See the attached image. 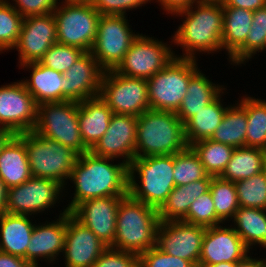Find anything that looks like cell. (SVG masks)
<instances>
[{
  "instance_id": "obj_51",
  "label": "cell",
  "mask_w": 266,
  "mask_h": 267,
  "mask_svg": "<svg viewBox=\"0 0 266 267\" xmlns=\"http://www.w3.org/2000/svg\"><path fill=\"white\" fill-rule=\"evenodd\" d=\"M7 189L8 188L0 178V216L4 213H7L6 211Z\"/></svg>"
},
{
  "instance_id": "obj_1",
  "label": "cell",
  "mask_w": 266,
  "mask_h": 267,
  "mask_svg": "<svg viewBox=\"0 0 266 267\" xmlns=\"http://www.w3.org/2000/svg\"><path fill=\"white\" fill-rule=\"evenodd\" d=\"M110 160L113 158L96 156L91 151L78 156L69 178L76 189L67 212L85 200L128 195L129 165L124 161L114 165Z\"/></svg>"
},
{
  "instance_id": "obj_52",
  "label": "cell",
  "mask_w": 266,
  "mask_h": 267,
  "mask_svg": "<svg viewBox=\"0 0 266 267\" xmlns=\"http://www.w3.org/2000/svg\"><path fill=\"white\" fill-rule=\"evenodd\" d=\"M15 134L7 129H0V153L2 152L5 145Z\"/></svg>"
},
{
  "instance_id": "obj_45",
  "label": "cell",
  "mask_w": 266,
  "mask_h": 267,
  "mask_svg": "<svg viewBox=\"0 0 266 267\" xmlns=\"http://www.w3.org/2000/svg\"><path fill=\"white\" fill-rule=\"evenodd\" d=\"M13 8L23 17L46 15L58 6V0H13ZM17 5V6H16ZM18 7V8H17Z\"/></svg>"
},
{
  "instance_id": "obj_21",
  "label": "cell",
  "mask_w": 266,
  "mask_h": 267,
  "mask_svg": "<svg viewBox=\"0 0 266 267\" xmlns=\"http://www.w3.org/2000/svg\"><path fill=\"white\" fill-rule=\"evenodd\" d=\"M104 72L91 52H85L63 73L64 101L80 102L99 96Z\"/></svg>"
},
{
  "instance_id": "obj_25",
  "label": "cell",
  "mask_w": 266,
  "mask_h": 267,
  "mask_svg": "<svg viewBox=\"0 0 266 267\" xmlns=\"http://www.w3.org/2000/svg\"><path fill=\"white\" fill-rule=\"evenodd\" d=\"M31 177L23 133L14 135L0 153V178L7 188H11Z\"/></svg>"
},
{
  "instance_id": "obj_49",
  "label": "cell",
  "mask_w": 266,
  "mask_h": 267,
  "mask_svg": "<svg viewBox=\"0 0 266 267\" xmlns=\"http://www.w3.org/2000/svg\"><path fill=\"white\" fill-rule=\"evenodd\" d=\"M199 0H158L161 6L167 13L171 15L179 10L189 7L191 4L196 3Z\"/></svg>"
},
{
  "instance_id": "obj_47",
  "label": "cell",
  "mask_w": 266,
  "mask_h": 267,
  "mask_svg": "<svg viewBox=\"0 0 266 267\" xmlns=\"http://www.w3.org/2000/svg\"><path fill=\"white\" fill-rule=\"evenodd\" d=\"M223 7H239L250 11H256L266 6V0H223Z\"/></svg>"
},
{
  "instance_id": "obj_14",
  "label": "cell",
  "mask_w": 266,
  "mask_h": 267,
  "mask_svg": "<svg viewBox=\"0 0 266 267\" xmlns=\"http://www.w3.org/2000/svg\"><path fill=\"white\" fill-rule=\"evenodd\" d=\"M206 227L182 220L159 223L155 246L169 255L191 261L199 266Z\"/></svg>"
},
{
  "instance_id": "obj_43",
  "label": "cell",
  "mask_w": 266,
  "mask_h": 267,
  "mask_svg": "<svg viewBox=\"0 0 266 267\" xmlns=\"http://www.w3.org/2000/svg\"><path fill=\"white\" fill-rule=\"evenodd\" d=\"M138 267H196L191 261L172 256L156 246L138 256Z\"/></svg>"
},
{
  "instance_id": "obj_30",
  "label": "cell",
  "mask_w": 266,
  "mask_h": 267,
  "mask_svg": "<svg viewBox=\"0 0 266 267\" xmlns=\"http://www.w3.org/2000/svg\"><path fill=\"white\" fill-rule=\"evenodd\" d=\"M253 20V11L239 7H223L222 48L229 58L245 43Z\"/></svg>"
},
{
  "instance_id": "obj_6",
  "label": "cell",
  "mask_w": 266,
  "mask_h": 267,
  "mask_svg": "<svg viewBox=\"0 0 266 267\" xmlns=\"http://www.w3.org/2000/svg\"><path fill=\"white\" fill-rule=\"evenodd\" d=\"M23 142L32 177L52 179L64 187L79 154L72 148L42 137L34 131L23 133Z\"/></svg>"
},
{
  "instance_id": "obj_13",
  "label": "cell",
  "mask_w": 266,
  "mask_h": 267,
  "mask_svg": "<svg viewBox=\"0 0 266 267\" xmlns=\"http://www.w3.org/2000/svg\"><path fill=\"white\" fill-rule=\"evenodd\" d=\"M38 104L22 80L0 87V129L15 135L33 131L37 122Z\"/></svg>"
},
{
  "instance_id": "obj_16",
  "label": "cell",
  "mask_w": 266,
  "mask_h": 267,
  "mask_svg": "<svg viewBox=\"0 0 266 267\" xmlns=\"http://www.w3.org/2000/svg\"><path fill=\"white\" fill-rule=\"evenodd\" d=\"M56 43V20L52 12L25 17L14 48L19 52L20 65H22L39 62L45 52Z\"/></svg>"
},
{
  "instance_id": "obj_3",
  "label": "cell",
  "mask_w": 266,
  "mask_h": 267,
  "mask_svg": "<svg viewBox=\"0 0 266 267\" xmlns=\"http://www.w3.org/2000/svg\"><path fill=\"white\" fill-rule=\"evenodd\" d=\"M160 223L158 209L124 196L117 210L116 236L111 248L139 256L156 244V231Z\"/></svg>"
},
{
  "instance_id": "obj_10",
  "label": "cell",
  "mask_w": 266,
  "mask_h": 267,
  "mask_svg": "<svg viewBox=\"0 0 266 267\" xmlns=\"http://www.w3.org/2000/svg\"><path fill=\"white\" fill-rule=\"evenodd\" d=\"M99 97L115 114L140 116L150 110L147 80L104 72Z\"/></svg>"
},
{
  "instance_id": "obj_5",
  "label": "cell",
  "mask_w": 266,
  "mask_h": 267,
  "mask_svg": "<svg viewBox=\"0 0 266 267\" xmlns=\"http://www.w3.org/2000/svg\"><path fill=\"white\" fill-rule=\"evenodd\" d=\"M173 168L174 155L135 157L129 165L128 194L159 209L175 187ZM135 172L139 175L140 186Z\"/></svg>"
},
{
  "instance_id": "obj_31",
  "label": "cell",
  "mask_w": 266,
  "mask_h": 267,
  "mask_svg": "<svg viewBox=\"0 0 266 267\" xmlns=\"http://www.w3.org/2000/svg\"><path fill=\"white\" fill-rule=\"evenodd\" d=\"M266 151L255 147L234 149L230 161L220 177L233 183L262 172Z\"/></svg>"
},
{
  "instance_id": "obj_39",
  "label": "cell",
  "mask_w": 266,
  "mask_h": 267,
  "mask_svg": "<svg viewBox=\"0 0 266 267\" xmlns=\"http://www.w3.org/2000/svg\"><path fill=\"white\" fill-rule=\"evenodd\" d=\"M239 206L266 210V178L263 172L235 182Z\"/></svg>"
},
{
  "instance_id": "obj_35",
  "label": "cell",
  "mask_w": 266,
  "mask_h": 267,
  "mask_svg": "<svg viewBox=\"0 0 266 267\" xmlns=\"http://www.w3.org/2000/svg\"><path fill=\"white\" fill-rule=\"evenodd\" d=\"M198 154L205 171L211 176H220L230 161L234 147L204 139L191 145Z\"/></svg>"
},
{
  "instance_id": "obj_19",
  "label": "cell",
  "mask_w": 266,
  "mask_h": 267,
  "mask_svg": "<svg viewBox=\"0 0 266 267\" xmlns=\"http://www.w3.org/2000/svg\"><path fill=\"white\" fill-rule=\"evenodd\" d=\"M107 246L78 221L70 212H67V229L64 251L66 267H93L99 256Z\"/></svg>"
},
{
  "instance_id": "obj_26",
  "label": "cell",
  "mask_w": 266,
  "mask_h": 267,
  "mask_svg": "<svg viewBox=\"0 0 266 267\" xmlns=\"http://www.w3.org/2000/svg\"><path fill=\"white\" fill-rule=\"evenodd\" d=\"M34 224L27 215L4 213L0 216V251L26 260Z\"/></svg>"
},
{
  "instance_id": "obj_15",
  "label": "cell",
  "mask_w": 266,
  "mask_h": 267,
  "mask_svg": "<svg viewBox=\"0 0 266 267\" xmlns=\"http://www.w3.org/2000/svg\"><path fill=\"white\" fill-rule=\"evenodd\" d=\"M64 188L52 179L31 177L26 182L7 189V213L32 215L51 208ZM58 197V198H57Z\"/></svg>"
},
{
  "instance_id": "obj_27",
  "label": "cell",
  "mask_w": 266,
  "mask_h": 267,
  "mask_svg": "<svg viewBox=\"0 0 266 267\" xmlns=\"http://www.w3.org/2000/svg\"><path fill=\"white\" fill-rule=\"evenodd\" d=\"M214 176L193 181L187 185L175 186L166 201L158 209L161 222L182 220L188 213L192 202L210 189Z\"/></svg>"
},
{
  "instance_id": "obj_22",
  "label": "cell",
  "mask_w": 266,
  "mask_h": 267,
  "mask_svg": "<svg viewBox=\"0 0 266 267\" xmlns=\"http://www.w3.org/2000/svg\"><path fill=\"white\" fill-rule=\"evenodd\" d=\"M67 229V211L59 215L55 222L35 225L32 231L30 243L26 250V261L38 266L37 259H47L51 263L64 251L65 235Z\"/></svg>"
},
{
  "instance_id": "obj_24",
  "label": "cell",
  "mask_w": 266,
  "mask_h": 267,
  "mask_svg": "<svg viewBox=\"0 0 266 267\" xmlns=\"http://www.w3.org/2000/svg\"><path fill=\"white\" fill-rule=\"evenodd\" d=\"M21 66L32 68L30 80L26 79L22 82L38 105L40 103L64 101L63 73L48 68L39 62L22 64Z\"/></svg>"
},
{
  "instance_id": "obj_44",
  "label": "cell",
  "mask_w": 266,
  "mask_h": 267,
  "mask_svg": "<svg viewBox=\"0 0 266 267\" xmlns=\"http://www.w3.org/2000/svg\"><path fill=\"white\" fill-rule=\"evenodd\" d=\"M93 267H138V256L131 252L107 247Z\"/></svg>"
},
{
  "instance_id": "obj_33",
  "label": "cell",
  "mask_w": 266,
  "mask_h": 267,
  "mask_svg": "<svg viewBox=\"0 0 266 267\" xmlns=\"http://www.w3.org/2000/svg\"><path fill=\"white\" fill-rule=\"evenodd\" d=\"M227 107L220 125L213 133L211 140L234 148L246 146L247 113L239 103Z\"/></svg>"
},
{
  "instance_id": "obj_29",
  "label": "cell",
  "mask_w": 266,
  "mask_h": 267,
  "mask_svg": "<svg viewBox=\"0 0 266 267\" xmlns=\"http://www.w3.org/2000/svg\"><path fill=\"white\" fill-rule=\"evenodd\" d=\"M219 94L205 109L200 110L185 124V138L188 146L197 141L210 139L222 122L227 107H223Z\"/></svg>"
},
{
  "instance_id": "obj_41",
  "label": "cell",
  "mask_w": 266,
  "mask_h": 267,
  "mask_svg": "<svg viewBox=\"0 0 266 267\" xmlns=\"http://www.w3.org/2000/svg\"><path fill=\"white\" fill-rule=\"evenodd\" d=\"M182 221L206 228L223 223L216 214L210 190L200 195L192 202L187 215L182 219Z\"/></svg>"
},
{
  "instance_id": "obj_42",
  "label": "cell",
  "mask_w": 266,
  "mask_h": 267,
  "mask_svg": "<svg viewBox=\"0 0 266 267\" xmlns=\"http://www.w3.org/2000/svg\"><path fill=\"white\" fill-rule=\"evenodd\" d=\"M85 53L82 49L56 43L39 60V63L55 71L64 73Z\"/></svg>"
},
{
  "instance_id": "obj_56",
  "label": "cell",
  "mask_w": 266,
  "mask_h": 267,
  "mask_svg": "<svg viewBox=\"0 0 266 267\" xmlns=\"http://www.w3.org/2000/svg\"><path fill=\"white\" fill-rule=\"evenodd\" d=\"M199 1L223 2V0H199Z\"/></svg>"
},
{
  "instance_id": "obj_11",
  "label": "cell",
  "mask_w": 266,
  "mask_h": 267,
  "mask_svg": "<svg viewBox=\"0 0 266 267\" xmlns=\"http://www.w3.org/2000/svg\"><path fill=\"white\" fill-rule=\"evenodd\" d=\"M125 16L101 15L92 56L106 72L115 70L139 34L133 33Z\"/></svg>"
},
{
  "instance_id": "obj_53",
  "label": "cell",
  "mask_w": 266,
  "mask_h": 267,
  "mask_svg": "<svg viewBox=\"0 0 266 267\" xmlns=\"http://www.w3.org/2000/svg\"><path fill=\"white\" fill-rule=\"evenodd\" d=\"M236 263L221 262L213 265H199L198 267H235Z\"/></svg>"
},
{
  "instance_id": "obj_8",
  "label": "cell",
  "mask_w": 266,
  "mask_h": 267,
  "mask_svg": "<svg viewBox=\"0 0 266 267\" xmlns=\"http://www.w3.org/2000/svg\"><path fill=\"white\" fill-rule=\"evenodd\" d=\"M78 105L79 102L71 100L40 103L33 131L72 148L79 155L90 151L84 145L80 134Z\"/></svg>"
},
{
  "instance_id": "obj_54",
  "label": "cell",
  "mask_w": 266,
  "mask_h": 267,
  "mask_svg": "<svg viewBox=\"0 0 266 267\" xmlns=\"http://www.w3.org/2000/svg\"><path fill=\"white\" fill-rule=\"evenodd\" d=\"M67 1H72V2H77V3H85V4H95L97 0H67Z\"/></svg>"
},
{
  "instance_id": "obj_28",
  "label": "cell",
  "mask_w": 266,
  "mask_h": 267,
  "mask_svg": "<svg viewBox=\"0 0 266 267\" xmlns=\"http://www.w3.org/2000/svg\"><path fill=\"white\" fill-rule=\"evenodd\" d=\"M224 89L218 84L215 85L205 74L198 70L191 77L187 87V93L175 113L185 124L197 112L205 109Z\"/></svg>"
},
{
  "instance_id": "obj_55",
  "label": "cell",
  "mask_w": 266,
  "mask_h": 267,
  "mask_svg": "<svg viewBox=\"0 0 266 267\" xmlns=\"http://www.w3.org/2000/svg\"><path fill=\"white\" fill-rule=\"evenodd\" d=\"M262 172L264 173V175H265V178H266V156H265V158H264Z\"/></svg>"
},
{
  "instance_id": "obj_7",
  "label": "cell",
  "mask_w": 266,
  "mask_h": 267,
  "mask_svg": "<svg viewBox=\"0 0 266 267\" xmlns=\"http://www.w3.org/2000/svg\"><path fill=\"white\" fill-rule=\"evenodd\" d=\"M197 71L196 60L176 55L161 71L147 79L150 110L176 112Z\"/></svg>"
},
{
  "instance_id": "obj_37",
  "label": "cell",
  "mask_w": 266,
  "mask_h": 267,
  "mask_svg": "<svg viewBox=\"0 0 266 267\" xmlns=\"http://www.w3.org/2000/svg\"><path fill=\"white\" fill-rule=\"evenodd\" d=\"M208 175L198 154L191 146L174 154L173 178L175 186L187 185L193 181L205 179Z\"/></svg>"
},
{
  "instance_id": "obj_32",
  "label": "cell",
  "mask_w": 266,
  "mask_h": 267,
  "mask_svg": "<svg viewBox=\"0 0 266 267\" xmlns=\"http://www.w3.org/2000/svg\"><path fill=\"white\" fill-rule=\"evenodd\" d=\"M266 210L240 206L235 212L232 228L246 247L259 244L266 248Z\"/></svg>"
},
{
  "instance_id": "obj_48",
  "label": "cell",
  "mask_w": 266,
  "mask_h": 267,
  "mask_svg": "<svg viewBox=\"0 0 266 267\" xmlns=\"http://www.w3.org/2000/svg\"><path fill=\"white\" fill-rule=\"evenodd\" d=\"M0 267H36L23 258L0 251Z\"/></svg>"
},
{
  "instance_id": "obj_9",
  "label": "cell",
  "mask_w": 266,
  "mask_h": 267,
  "mask_svg": "<svg viewBox=\"0 0 266 267\" xmlns=\"http://www.w3.org/2000/svg\"><path fill=\"white\" fill-rule=\"evenodd\" d=\"M56 20L57 42L90 52L101 14L93 4L65 0L53 11Z\"/></svg>"
},
{
  "instance_id": "obj_17",
  "label": "cell",
  "mask_w": 266,
  "mask_h": 267,
  "mask_svg": "<svg viewBox=\"0 0 266 267\" xmlns=\"http://www.w3.org/2000/svg\"><path fill=\"white\" fill-rule=\"evenodd\" d=\"M138 117L113 114L107 131L90 150L94 155L108 158L123 157L130 165L135 158Z\"/></svg>"
},
{
  "instance_id": "obj_12",
  "label": "cell",
  "mask_w": 266,
  "mask_h": 267,
  "mask_svg": "<svg viewBox=\"0 0 266 267\" xmlns=\"http://www.w3.org/2000/svg\"><path fill=\"white\" fill-rule=\"evenodd\" d=\"M165 44L139 34L114 71L132 78L149 79L176 57Z\"/></svg>"
},
{
  "instance_id": "obj_2",
  "label": "cell",
  "mask_w": 266,
  "mask_h": 267,
  "mask_svg": "<svg viewBox=\"0 0 266 267\" xmlns=\"http://www.w3.org/2000/svg\"><path fill=\"white\" fill-rule=\"evenodd\" d=\"M193 5L173 13V15H182V17L184 15L186 18L175 32L171 42L184 48L186 54L184 53L183 57L180 56L181 58L195 60L196 51L209 54L222 49L223 4L222 2L197 1L195 3L197 10Z\"/></svg>"
},
{
  "instance_id": "obj_4",
  "label": "cell",
  "mask_w": 266,
  "mask_h": 267,
  "mask_svg": "<svg viewBox=\"0 0 266 267\" xmlns=\"http://www.w3.org/2000/svg\"><path fill=\"white\" fill-rule=\"evenodd\" d=\"M187 147L184 123L175 112L147 110L138 116L135 157L174 155Z\"/></svg>"
},
{
  "instance_id": "obj_50",
  "label": "cell",
  "mask_w": 266,
  "mask_h": 267,
  "mask_svg": "<svg viewBox=\"0 0 266 267\" xmlns=\"http://www.w3.org/2000/svg\"><path fill=\"white\" fill-rule=\"evenodd\" d=\"M235 267H266V259H253L247 255L243 260L237 262Z\"/></svg>"
},
{
  "instance_id": "obj_46",
  "label": "cell",
  "mask_w": 266,
  "mask_h": 267,
  "mask_svg": "<svg viewBox=\"0 0 266 267\" xmlns=\"http://www.w3.org/2000/svg\"><path fill=\"white\" fill-rule=\"evenodd\" d=\"M151 0H97L94 7L101 15L125 16L126 10L142 6Z\"/></svg>"
},
{
  "instance_id": "obj_20",
  "label": "cell",
  "mask_w": 266,
  "mask_h": 267,
  "mask_svg": "<svg viewBox=\"0 0 266 267\" xmlns=\"http://www.w3.org/2000/svg\"><path fill=\"white\" fill-rule=\"evenodd\" d=\"M248 252L249 249L232 227H208L202 242L199 265L237 263L243 260Z\"/></svg>"
},
{
  "instance_id": "obj_40",
  "label": "cell",
  "mask_w": 266,
  "mask_h": 267,
  "mask_svg": "<svg viewBox=\"0 0 266 267\" xmlns=\"http://www.w3.org/2000/svg\"><path fill=\"white\" fill-rule=\"evenodd\" d=\"M23 17L7 0H0V52L14 49L21 32Z\"/></svg>"
},
{
  "instance_id": "obj_36",
  "label": "cell",
  "mask_w": 266,
  "mask_h": 267,
  "mask_svg": "<svg viewBox=\"0 0 266 267\" xmlns=\"http://www.w3.org/2000/svg\"><path fill=\"white\" fill-rule=\"evenodd\" d=\"M266 48V6L253 12V20L245 43L230 57L231 62L243 64L258 51Z\"/></svg>"
},
{
  "instance_id": "obj_18",
  "label": "cell",
  "mask_w": 266,
  "mask_h": 267,
  "mask_svg": "<svg viewBox=\"0 0 266 267\" xmlns=\"http://www.w3.org/2000/svg\"><path fill=\"white\" fill-rule=\"evenodd\" d=\"M124 196H107L85 200L70 213L107 246L113 245L116 236V216Z\"/></svg>"
},
{
  "instance_id": "obj_34",
  "label": "cell",
  "mask_w": 266,
  "mask_h": 267,
  "mask_svg": "<svg viewBox=\"0 0 266 267\" xmlns=\"http://www.w3.org/2000/svg\"><path fill=\"white\" fill-rule=\"evenodd\" d=\"M240 104L247 113L246 146L266 151V101L248 96Z\"/></svg>"
},
{
  "instance_id": "obj_23",
  "label": "cell",
  "mask_w": 266,
  "mask_h": 267,
  "mask_svg": "<svg viewBox=\"0 0 266 267\" xmlns=\"http://www.w3.org/2000/svg\"><path fill=\"white\" fill-rule=\"evenodd\" d=\"M78 108L80 134L91 150L107 131L114 113L99 96L80 101Z\"/></svg>"
},
{
  "instance_id": "obj_38",
  "label": "cell",
  "mask_w": 266,
  "mask_h": 267,
  "mask_svg": "<svg viewBox=\"0 0 266 267\" xmlns=\"http://www.w3.org/2000/svg\"><path fill=\"white\" fill-rule=\"evenodd\" d=\"M210 193L213 198L217 216L224 222L233 219L238 210L239 203L235 183L222 179L220 176H214L210 184Z\"/></svg>"
}]
</instances>
